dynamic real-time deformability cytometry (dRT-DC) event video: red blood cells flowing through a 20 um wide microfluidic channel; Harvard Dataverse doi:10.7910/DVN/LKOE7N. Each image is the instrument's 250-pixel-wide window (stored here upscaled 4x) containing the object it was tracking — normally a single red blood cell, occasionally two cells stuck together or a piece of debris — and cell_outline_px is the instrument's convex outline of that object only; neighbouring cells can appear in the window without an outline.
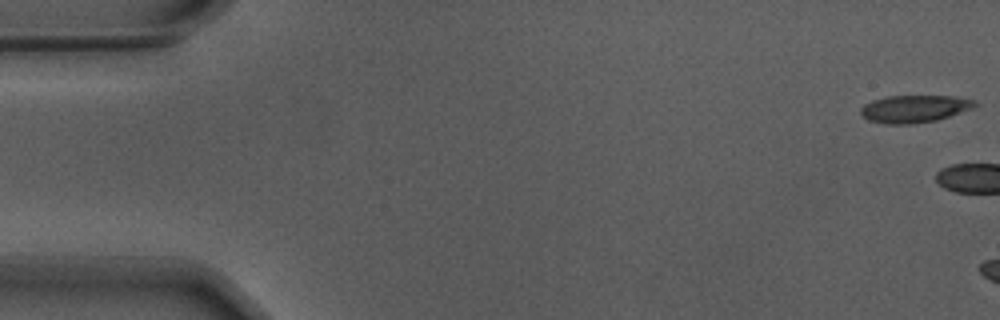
{"species": "Egyptian fruit bat (a non-hibernating species)", "species_latin": "Rousettus aegyptiacus", "temperature_condition": "warm", "stored_images_in_passage": 4, "camera_frame_rate_fps": 3000, "um_per_image_px": 0.085, "animal": {"sex": "male"}, "frame": {"image": 1, "passage_image": 1, "time_ms": 0.0, "image_size_px": [1000, 320], "cell_outline_px": [[980, 104], [972, 108], [936, 120], [912, 124], [884, 124], [868, 120], [860, 116], [860, 108], [864, 104], [872, 100], [888, 96], [952, 96], [976, 100]], "centroid_in_image_um": [77.69, 9.25], "position_along_channel_um": 7.3, "area_um2": 18.32}}